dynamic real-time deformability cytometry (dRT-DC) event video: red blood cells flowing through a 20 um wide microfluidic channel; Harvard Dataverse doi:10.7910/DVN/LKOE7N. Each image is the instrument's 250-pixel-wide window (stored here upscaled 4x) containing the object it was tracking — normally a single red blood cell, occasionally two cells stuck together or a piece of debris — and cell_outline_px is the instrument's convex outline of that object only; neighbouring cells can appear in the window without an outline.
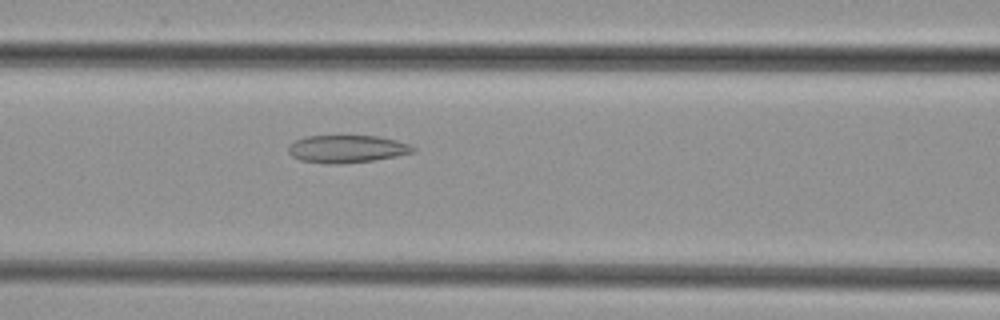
{"species": "common noctule bat (a hibernating species)", "species_latin": "Nyctalus noctula", "temperature_condition": "cold", "stored_images_in_passage": 49, "camera_frame_rate_fps": 3000, "um_per_image_px": 0.085, "animal": {"sex": "female", "body_mass_g": 29.2, "forearm_length_mm": 56.3}, "frame": {"image": 1, "passage_image": 22, "time_ms": 7.0, "image_size_px": [1000, 320], "cell_outline_px": [[416, 152], [396, 156], [372, 160], [344, 164], [328, 164], [300, 160], [292, 156], [288, 152], [288, 144], [304, 136], [380, 136], [396, 140], [408, 144], [416, 148]], "centroid_in_image_um": [29.47, 12.66], "position_along_channel_um": 137.1, "area_um2": 20.17}}
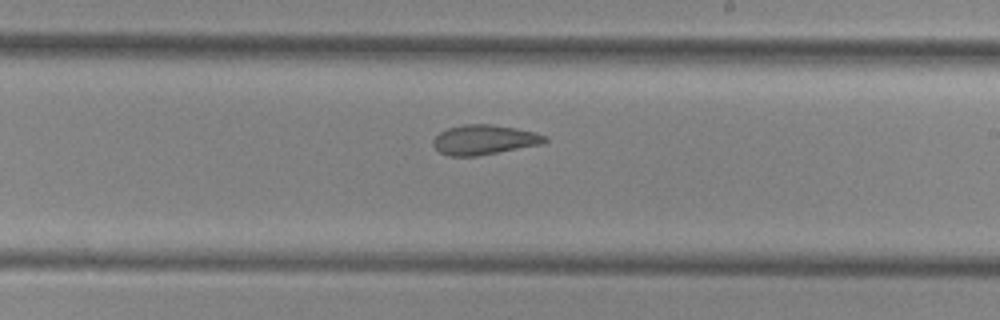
{"frame": {"image": 2, "passage_image": 30, "time_ms": 9.667, "image_size_px": [1000, 320], "cell_outline_px": [[548, 140], [540, 144], [476, 156], [448, 156], [440, 152], [432, 144], [432, 140], [440, 132], [448, 128], [464, 124], [488, 124], [516, 128], [536, 132], [548, 136]], "centroid_in_image_um": [41.14, 11.87], "position_along_channel_um": 247.9, "area_um2": 19.25}}
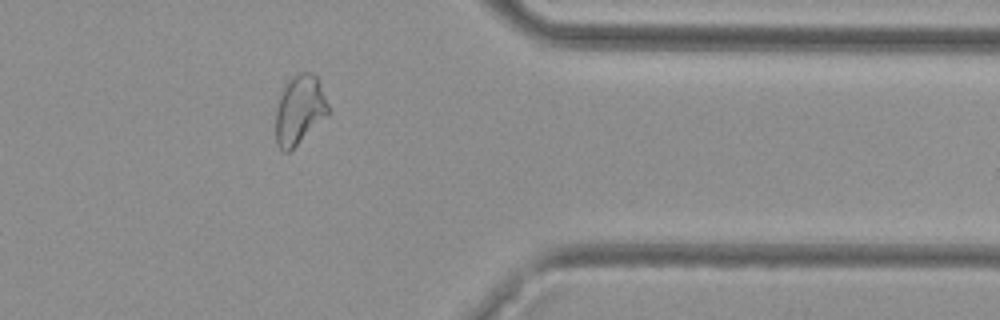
{"frame": {"image": 3, "passage_image": 41, "time_ms": 13.333, "image_size_px": [1000, 320], "cell_outline_px": [[328, 112], [288, 152], [284, 152], [276, 144], [276, 108], [280, 96], [288, 80], [300, 72], [312, 72], [316, 76], [320, 84], [328, 104]], "centroid_in_image_um": [25.42, 9.3], "position_along_channel_um": 386.0, "area_um2": 20.35}}